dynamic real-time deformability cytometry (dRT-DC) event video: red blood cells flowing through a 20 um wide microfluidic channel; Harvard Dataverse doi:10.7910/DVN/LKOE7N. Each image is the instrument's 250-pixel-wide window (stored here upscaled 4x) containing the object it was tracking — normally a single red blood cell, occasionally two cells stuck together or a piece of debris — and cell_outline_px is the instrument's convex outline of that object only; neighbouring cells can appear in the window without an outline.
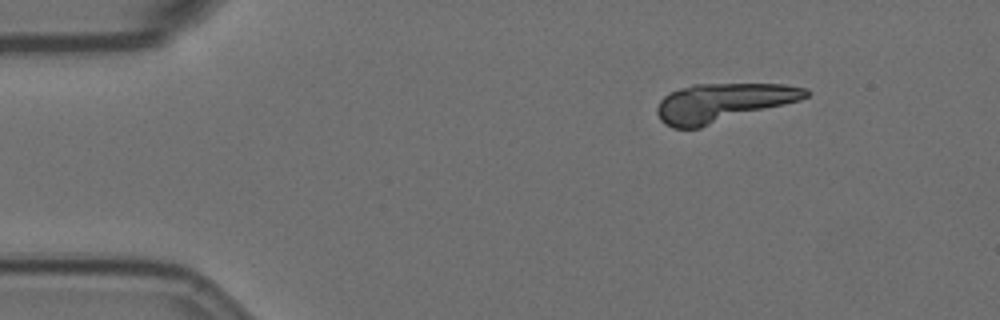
{"species": "Egyptian fruit bat (a non-hibernating species)", "species_latin": "Rousettus aegyptiacus", "temperature_condition": "room temperature", "stored_images_in_passage": 12, "camera_frame_rate_fps": 3000, "um_per_image_px": 0.085, "animal": {"sex": "female"}, "frame": {"image": 1, "passage_image": 1, "time_ms": 0.0, "image_size_px": [1000, 320], "cell_outline_px": [[812, 92], [808, 96], [800, 100], [700, 128], [672, 128], [664, 124], [660, 120], [656, 112], [656, 108], [660, 100], [668, 92], [680, 88], [696, 84], [784, 84], [808, 88]], "centroid_in_image_um": [61.43, 8.72], "position_along_channel_um": 23.6, "area_um2": 33.58}}